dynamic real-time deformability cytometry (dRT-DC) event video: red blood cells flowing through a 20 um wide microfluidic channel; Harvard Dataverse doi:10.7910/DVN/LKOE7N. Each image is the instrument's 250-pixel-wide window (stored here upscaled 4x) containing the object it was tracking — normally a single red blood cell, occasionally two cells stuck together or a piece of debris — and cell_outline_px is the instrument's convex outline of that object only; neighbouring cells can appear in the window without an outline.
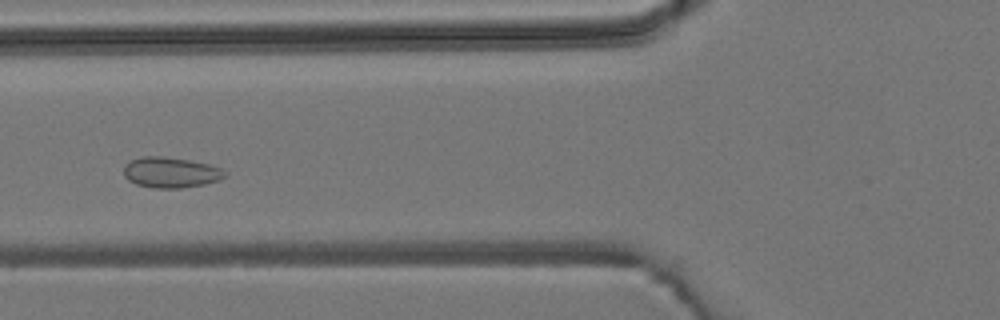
{"species": "common noctule bat (a hibernating species)", "species_latin": "Nyctalus noctula", "temperature_condition": "room temperature", "stored_images_in_passage": 5, "camera_frame_rate_fps": 3000, "um_per_image_px": 0.085, "animal": {"sex": "male", "body_mass_g": 19.2, "forearm_length_mm": 51.8}, "frame": {"image": 1, "passage_image": 5, "time_ms": 4.667, "image_size_px": [1000, 320], "cell_outline_px": [[228, 176], [220, 180], [204, 184], [180, 188], [156, 188], [136, 184], [128, 180], [124, 176], [124, 164], [140, 156], [164, 156], [188, 160], [208, 164], [220, 168], [228, 172]], "centroid_in_image_um": [14.52, 14.65], "position_along_channel_um": 111.3, "area_um2": 18.15}}